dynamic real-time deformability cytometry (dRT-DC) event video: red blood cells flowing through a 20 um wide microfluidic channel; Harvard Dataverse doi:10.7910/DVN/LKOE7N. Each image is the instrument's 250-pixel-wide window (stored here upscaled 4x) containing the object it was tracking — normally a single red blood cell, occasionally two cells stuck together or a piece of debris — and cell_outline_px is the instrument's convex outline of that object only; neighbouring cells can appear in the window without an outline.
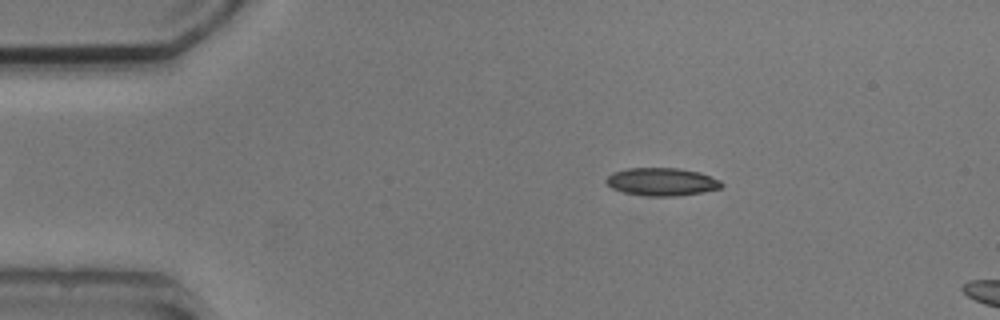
{"species": "common noctule bat (a hibernating species)", "species_latin": "Nyctalus noctula", "temperature_condition": "cold", "stored_images_in_passage": 5, "camera_frame_rate_fps": 3000, "um_per_image_px": 0.085, "animal": {"sex": "male", "body_mass_g": 20.5, "forearm_length_mm": 52.5}, "frame": {"image": 1, "passage_image": 1, "time_ms": 0.0, "image_size_px": [1000, 320], "cell_outline_px": [[724, 184], [720, 188], [704, 192], [676, 196], [648, 196], [624, 192], [612, 188], [604, 180], [612, 172], [628, 168], [680, 168], [700, 172], [720, 180]], "centroid_in_image_um": [56.26, 15.44], "position_along_channel_um": 28.7, "area_um2": 18.79}}
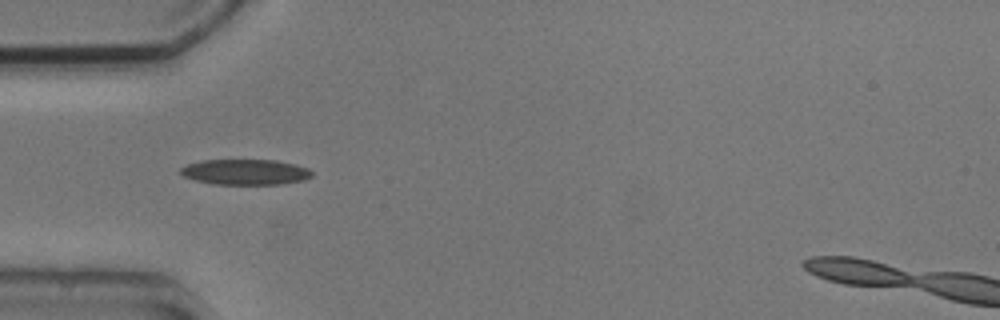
{"frame": {"image": 2, "passage_image": 3, "time_ms": 2.333, "image_size_px": [1000, 320], "cell_outline_px": [[312, 176], [304, 180], [280, 184], [212, 184], [196, 180], [184, 176], [180, 172], [180, 168], [188, 164], [204, 160], [276, 160], [296, 164], [308, 168], [312, 172]], "centroid_in_image_um": [20.88, 14.62], "position_along_channel_um": 64.1, "area_um2": 19.48}}